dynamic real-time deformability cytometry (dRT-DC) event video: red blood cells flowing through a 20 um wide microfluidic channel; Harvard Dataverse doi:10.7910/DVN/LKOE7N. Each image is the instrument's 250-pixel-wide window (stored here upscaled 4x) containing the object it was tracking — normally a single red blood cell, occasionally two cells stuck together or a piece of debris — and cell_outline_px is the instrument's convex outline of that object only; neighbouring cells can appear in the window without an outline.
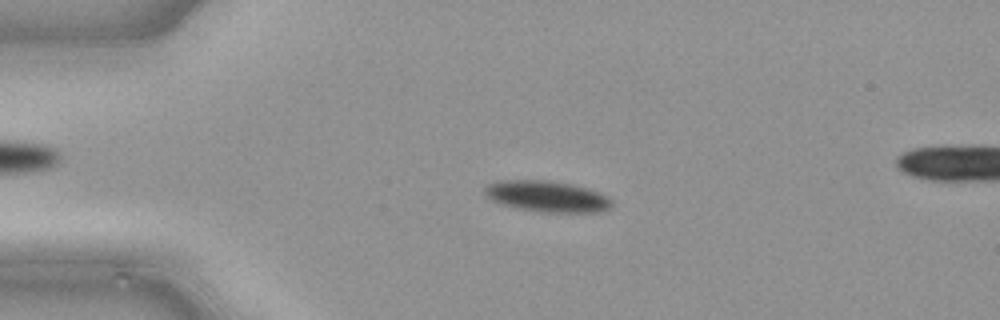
{"species": "common noctule bat (a hibernating species)", "species_latin": "Nyctalus noctula", "temperature_condition": "cold", "stored_images_in_passage": 48, "camera_frame_rate_fps": 3000, "um_per_image_px": 0.085, "animal": {"sex": "male", "body_mass_g": 21.5, "forearm_length_mm": 52.0}, "frame": {"image": 1, "passage_image": 11, "time_ms": 3.333, "image_size_px": [1000, 320], "cell_outline_px": [[612, 204], [608, 208], [596, 212], [540, 212], [520, 208], [504, 204], [492, 200], [484, 192], [484, 188], [488, 184], [500, 180], [548, 180], [572, 184], [588, 188], [600, 192], [612, 200]], "centroid_in_image_um": [46.51, 16.68], "position_along_channel_um": 38.5, "area_um2": 22.83}}
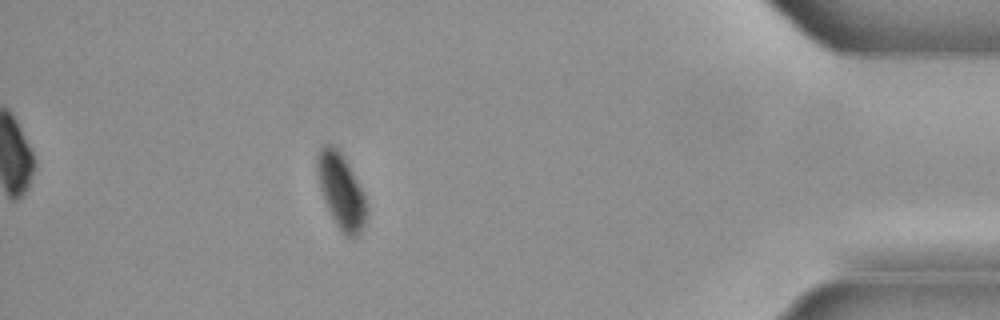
{"frame": {"image": 2, "passage_image": 43, "time_ms": 14.0, "image_size_px": [1000, 320], "cell_outline_px": [[368, 216], [360, 232], [352, 240], [344, 236], [340, 232], [324, 200], [320, 188], [316, 164], [316, 160], [320, 148], [324, 144], [328, 144], [336, 148], [340, 152], [348, 164], [360, 184], [364, 192], [368, 208]], "centroid_in_image_um": [29.03, 16.29], "position_along_channel_um": 406.2, "area_um2": 21.73}}